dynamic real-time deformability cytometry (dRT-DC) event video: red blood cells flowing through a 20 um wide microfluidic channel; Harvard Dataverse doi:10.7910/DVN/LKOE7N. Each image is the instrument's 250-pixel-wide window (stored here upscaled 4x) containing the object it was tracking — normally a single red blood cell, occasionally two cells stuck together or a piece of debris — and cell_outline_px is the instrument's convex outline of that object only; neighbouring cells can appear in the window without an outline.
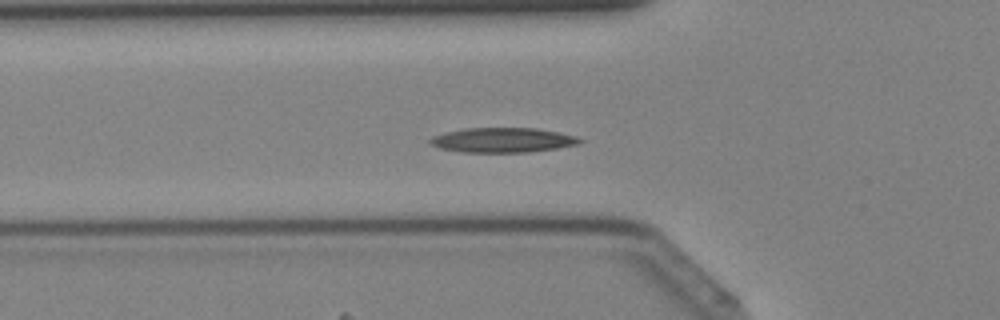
{"species": "Egyptian fruit bat (a non-hibernating species)", "species_latin": "Rousettus aegyptiacus", "temperature_condition": "cold", "stored_images_in_passage": 40, "segment_of_instrument_passage": [1, 2], "camera_frame_rate_fps": 3000, "um_per_image_px": 0.085, "animal": {"sex": "female"}, "frame": {"image": 1, "passage_image": 11, "time_ms": 3.333, "image_size_px": [1000, 320], "cell_outline_px": [[584, 140], [580, 144], [556, 148], [528, 152], [460, 152], [440, 148], [428, 144], [428, 140], [432, 136], [448, 132], [468, 128], [536, 128], [560, 132], [576, 136]], "centroid_in_image_um": [42.74, 11.91], "position_along_channel_um": 83.1, "area_um2": 21.62}}
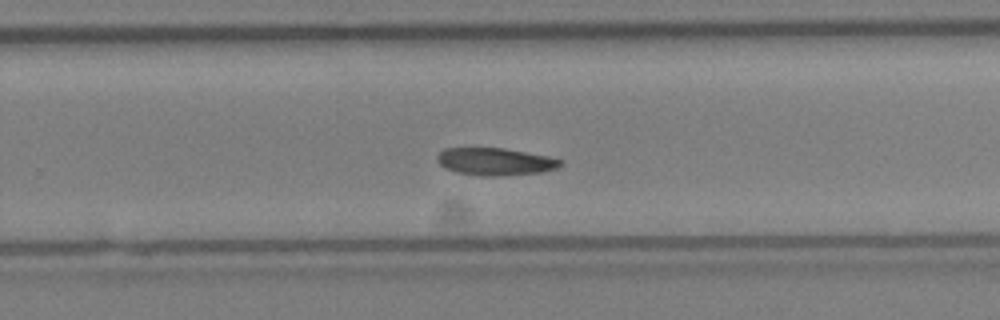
{"frame": {"image": 2, "passage_image": 24, "time_ms": 7.667, "image_size_px": [1000, 320], "cell_outline_px": [[564, 164], [556, 168], [540, 172], [496, 176], [480, 176], [456, 172], [444, 168], [436, 160], [436, 156], [444, 148], [504, 148], [548, 156], [564, 160]], "centroid_in_image_um": [42.08, 13.73], "position_along_channel_um": 287.7, "area_um2": 19.77}}
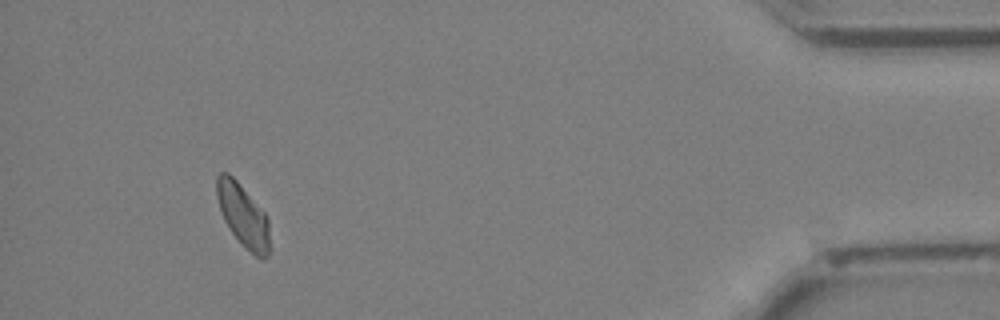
{"frame": {"image": 3, "passage_image": 36, "time_ms": 11.667, "image_size_px": [1000, 320], "cell_outline_px": [[272, 248], [268, 256], [264, 260], [260, 260], [240, 244], [228, 228], [224, 220], [216, 196], [216, 176], [220, 172], [228, 172], [236, 180], [264, 212], [268, 220]], "centroid_in_image_um": [20.69, 18.39], "position_along_channel_um": 414.5, "area_um2": 19.83}}